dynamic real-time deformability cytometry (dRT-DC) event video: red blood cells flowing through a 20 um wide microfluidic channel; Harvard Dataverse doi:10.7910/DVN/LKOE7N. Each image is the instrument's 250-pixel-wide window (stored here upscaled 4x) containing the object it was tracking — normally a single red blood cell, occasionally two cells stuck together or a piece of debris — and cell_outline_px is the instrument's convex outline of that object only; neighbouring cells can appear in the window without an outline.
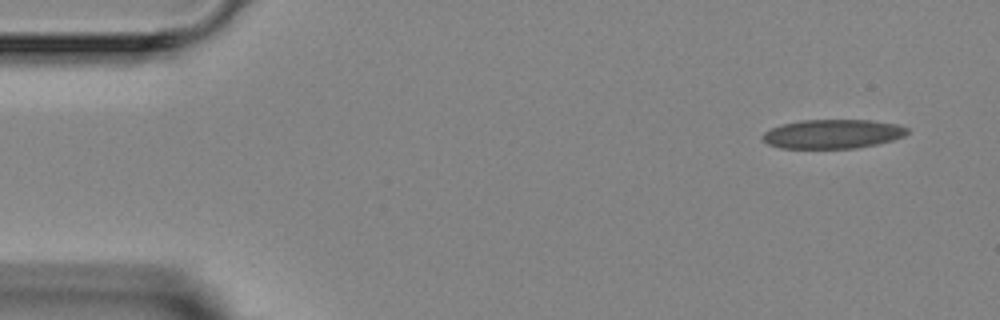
{"species": "Egyptian fruit bat (a non-hibernating species)", "species_latin": "Rousettus aegyptiacus", "temperature_condition": "room temperature", "stored_images_in_passage": 4, "camera_frame_rate_fps": 3000, "um_per_image_px": 0.085, "animal": {"sex": "female"}, "frame": {"image": 1, "passage_image": 1, "time_ms": 0.0, "image_size_px": [1000, 320], "cell_outline_px": [[908, 132], [904, 136], [892, 140], [876, 144], [856, 148], [780, 148], [768, 144], [760, 136], [764, 132], [772, 128], [784, 124], [800, 120], [872, 120], [896, 124], [908, 128]], "centroid_in_image_um": [70.77, 11.38], "position_along_channel_um": 14.2, "area_um2": 24.45}}